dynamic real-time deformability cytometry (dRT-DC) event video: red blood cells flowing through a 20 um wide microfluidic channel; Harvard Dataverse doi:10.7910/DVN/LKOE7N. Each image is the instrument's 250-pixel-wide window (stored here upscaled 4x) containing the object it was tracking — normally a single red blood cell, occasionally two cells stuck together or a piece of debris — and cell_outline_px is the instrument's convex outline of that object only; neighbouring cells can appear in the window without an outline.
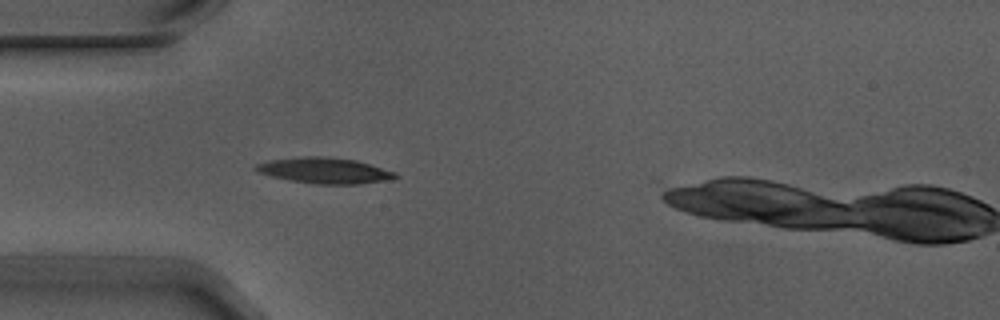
{"species": "Egyptian fruit bat (a non-hibernating species)", "species_latin": "Rousettus aegyptiacus", "temperature_condition": "warm", "stored_images_in_passage": 2, "camera_frame_rate_fps": 3000, "um_per_image_px": 0.085, "animal": {"sex": "male"}, "frame": {"image": 1, "passage_image": 1, "time_ms": 0.0, "image_size_px": [1000, 320], "cell_outline_px": [[400, 176], [396, 180], [360, 184], [312, 184], [272, 176], [256, 172], [252, 168], [256, 164], [268, 160], [300, 156], [324, 156], [356, 160], [396, 172]], "centroid_in_image_um": [27.63, 14.5], "position_along_channel_um": 57.4, "area_um2": 21.39}}